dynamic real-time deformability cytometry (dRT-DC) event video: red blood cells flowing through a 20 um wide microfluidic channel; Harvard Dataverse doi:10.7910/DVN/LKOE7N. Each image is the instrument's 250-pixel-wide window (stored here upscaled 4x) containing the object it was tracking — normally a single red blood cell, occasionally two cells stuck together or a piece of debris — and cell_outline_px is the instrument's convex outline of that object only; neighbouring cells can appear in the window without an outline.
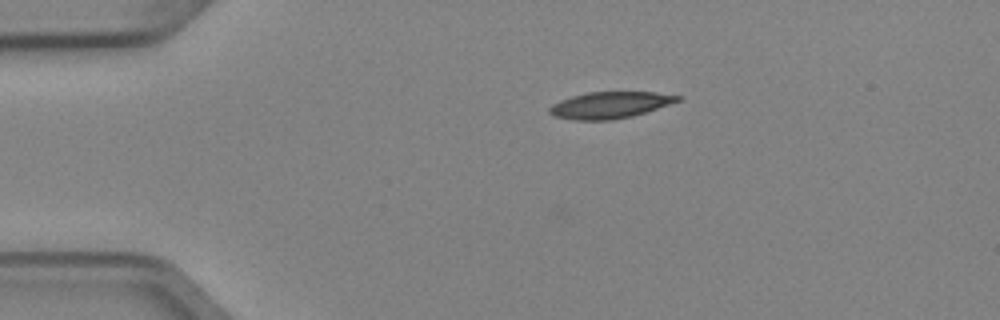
{"species": "Egyptian fruit bat (a non-hibernating species)", "species_latin": "Rousettus aegyptiacus", "temperature_condition": "cold", "stored_images_in_passage": 3, "camera_frame_rate_fps": 3000, "um_per_image_px": 0.085, "animal": {"sex": "female"}, "frame": {"image": 1, "passage_image": 1, "time_ms": 0.0, "image_size_px": [1000, 320], "cell_outline_px": [[680, 100], [632, 116], [612, 120], [572, 120], [556, 116], [548, 112], [548, 108], [552, 104], [560, 100], [572, 96], [588, 92], [656, 92], [680, 96]], "centroid_in_image_um": [51.79, 8.93], "position_along_channel_um": 33.2, "area_um2": 19.59}}
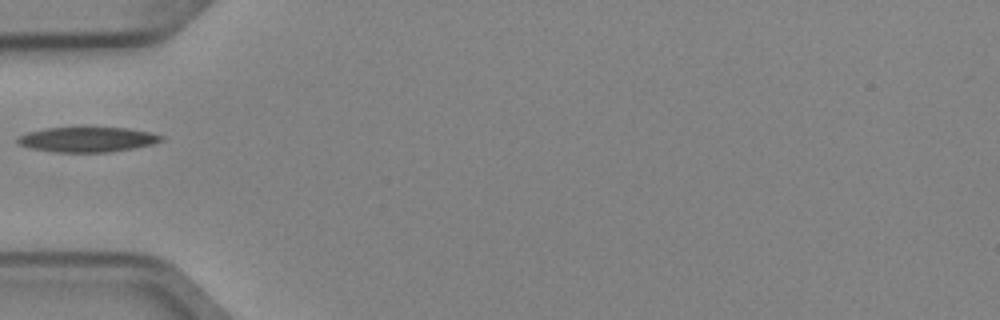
{"frame": {"image": 2, "passage_image": 3, "time_ms": 0.667, "image_size_px": [1000, 320], "cell_outline_px": [[164, 140], [152, 144], [132, 148], [108, 152], [56, 152], [32, 148], [16, 144], [16, 140], [20, 136], [28, 132], [44, 128], [128, 128], [152, 132], [164, 136]], "centroid_in_image_um": [7.44, 11.85], "position_along_channel_um": 77.6, "area_um2": 20.81}}